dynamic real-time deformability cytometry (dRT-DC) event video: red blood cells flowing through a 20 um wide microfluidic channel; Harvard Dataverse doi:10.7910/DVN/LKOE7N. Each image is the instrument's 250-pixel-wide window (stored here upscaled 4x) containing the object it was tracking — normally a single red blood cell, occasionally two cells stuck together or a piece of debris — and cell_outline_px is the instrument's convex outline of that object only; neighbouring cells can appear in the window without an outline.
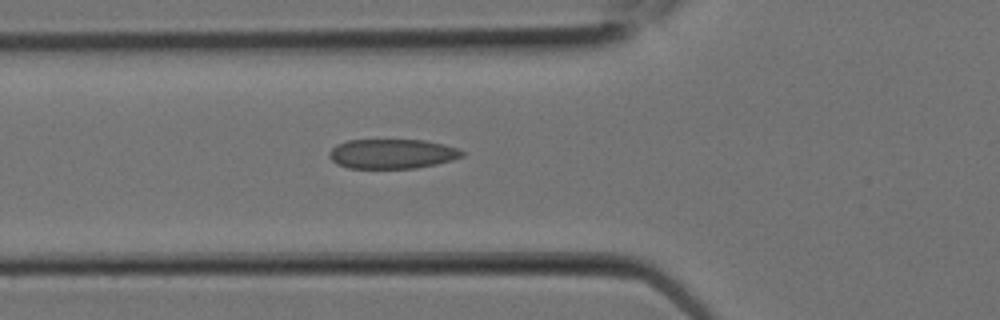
{"species": "Egyptian fruit bat (a non-hibernating species)", "species_latin": "Rousettus aegyptiacus", "temperature_condition": "room temperature", "stored_images_in_passage": 8, "camera_frame_rate_fps": 3000, "um_per_image_px": 0.085, "animal": {"sex": "female"}, "frame": {"image": 1, "passage_image": 8, "time_ms": 2.333, "image_size_px": [1000, 320], "cell_outline_px": [[464, 156], [452, 160], [436, 164], [416, 168], [348, 168], [336, 164], [328, 156], [328, 152], [336, 144], [348, 140], [424, 140], [444, 144], [456, 148], [464, 152]], "centroid_in_image_um": [33.31, 13.07], "position_along_channel_um": 92.5, "area_um2": 23.0}}